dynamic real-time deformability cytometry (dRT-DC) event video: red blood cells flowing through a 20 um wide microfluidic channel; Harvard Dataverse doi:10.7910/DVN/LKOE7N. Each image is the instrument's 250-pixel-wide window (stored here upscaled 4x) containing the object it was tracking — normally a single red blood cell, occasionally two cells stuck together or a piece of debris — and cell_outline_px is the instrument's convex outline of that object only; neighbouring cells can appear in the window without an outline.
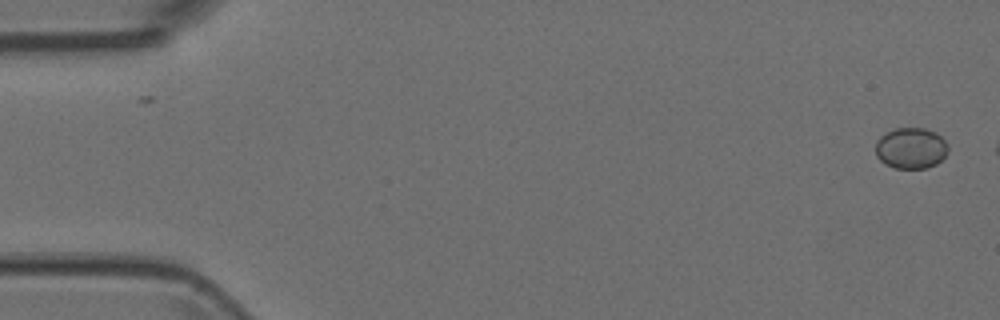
{"species": "Egyptian fruit bat (a non-hibernating species)", "species_latin": "Rousettus aegyptiacus", "temperature_condition": "room temperature", "stored_images_in_passage": 7, "camera_frame_rate_fps": 3000, "um_per_image_px": 0.085, "animal": {"sex": "female"}, "frame": {"image": 1, "passage_image": 1, "time_ms": 0.0, "image_size_px": [1000, 320], "cell_outline_px": [[948, 152], [936, 164], [924, 168], [896, 168], [884, 164], [876, 156], [876, 140], [880, 136], [892, 128], [924, 128], [936, 132], [948, 144]], "centroid_in_image_um": [77.41, 12.58], "position_along_channel_um": 7.6, "area_um2": 17.46}}